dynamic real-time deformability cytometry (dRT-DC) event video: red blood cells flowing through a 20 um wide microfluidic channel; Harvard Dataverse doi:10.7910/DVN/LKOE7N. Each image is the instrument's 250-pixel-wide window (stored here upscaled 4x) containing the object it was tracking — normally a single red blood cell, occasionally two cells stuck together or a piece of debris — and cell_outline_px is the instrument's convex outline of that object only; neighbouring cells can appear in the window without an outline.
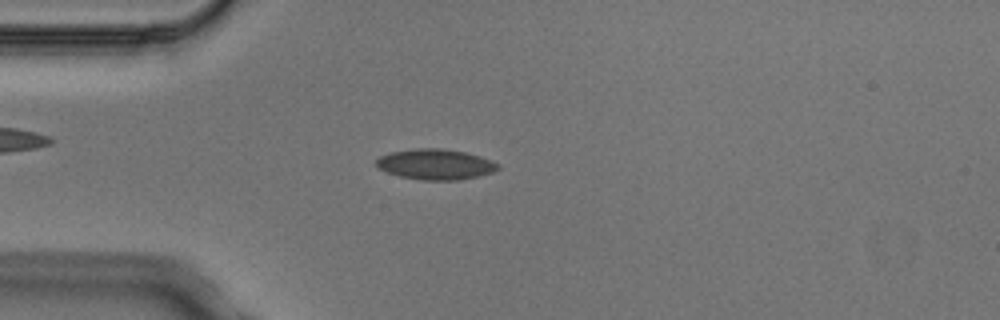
{"species": "Egyptian fruit bat (a non-hibernating species)", "species_latin": "Rousettus aegyptiacus", "temperature_condition": "cold", "stored_images_in_passage": 4, "camera_frame_rate_fps": 3000, "um_per_image_px": 0.085, "animal": {"sex": "male"}, "frame": {"image": 1, "passage_image": 3, "time_ms": 0.667, "image_size_px": [1000, 320], "cell_outline_px": [[500, 168], [492, 172], [480, 176], [460, 180], [420, 180], [400, 176], [388, 172], [380, 168], [376, 164], [376, 160], [380, 156], [388, 152], [416, 148], [440, 148], [464, 152], [480, 156], [492, 160], [500, 164]], "centroid_in_image_um": [37.04, 13.96], "position_along_channel_um": 48.0, "area_um2": 21.73}}